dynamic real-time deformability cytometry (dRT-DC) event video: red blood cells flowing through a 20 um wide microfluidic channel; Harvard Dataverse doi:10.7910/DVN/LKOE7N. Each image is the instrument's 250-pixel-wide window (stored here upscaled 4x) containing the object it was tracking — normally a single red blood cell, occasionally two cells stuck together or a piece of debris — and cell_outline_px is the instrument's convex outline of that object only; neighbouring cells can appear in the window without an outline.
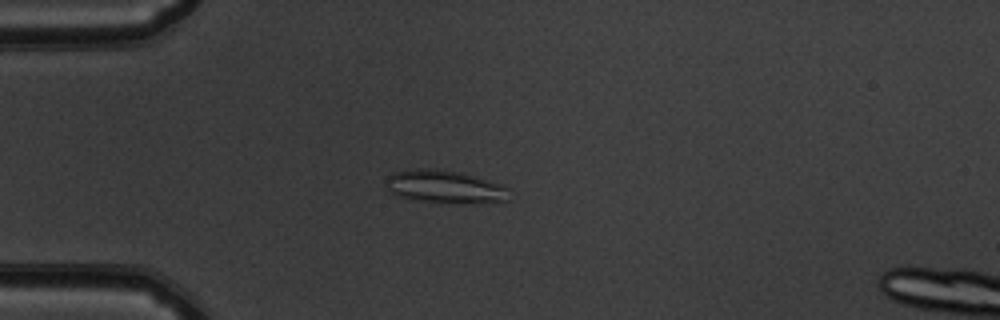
{"species": "common noctule bat (a hibernating species)", "species_latin": "Nyctalus noctula", "temperature_condition": "warm", "stored_images_in_passage": 53, "camera_frame_rate_fps": 3000, "um_per_image_px": 0.085, "animal": {"sex": "male", "body_mass_g": 19.5, "forearm_length_mm": 54.6}, "frame": {"image": 1, "passage_image": 15, "time_ms": 4.667, "image_size_px": [1000, 320], "cell_outline_px": [[508, 200], [472, 204], [452, 204], [408, 200], [388, 192], [384, 180], [392, 172], [416, 168], [440, 168], [460, 172], [476, 176], [500, 184], [508, 188]], "centroid_in_image_um": [37.74, 15.88], "position_along_channel_um": 47.3, "area_um2": 24.51}}
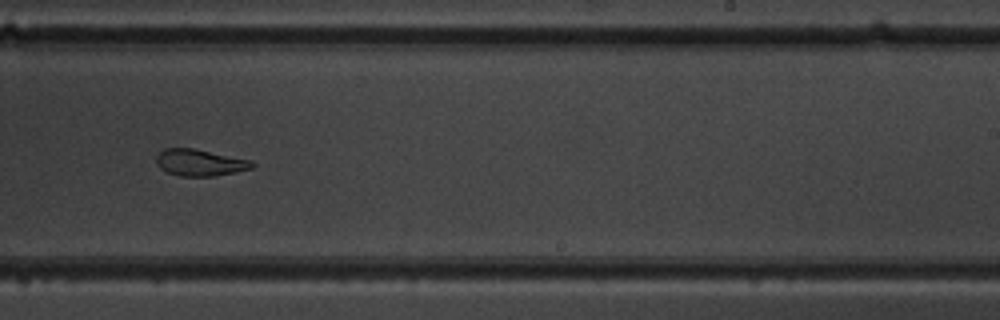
{"frame": {"image": 2, "passage_image": 34, "time_ms": 11.0, "image_size_px": [1000, 320], "cell_outline_px": [[256, 164], [252, 168], [236, 172], [216, 176], [180, 176], [168, 172], [160, 168], [156, 164], [156, 156], [164, 148], [192, 148], [252, 160]], "centroid_in_image_um": [17.0, 13.82], "position_along_channel_um": 272.0, "area_um2": 14.91}}
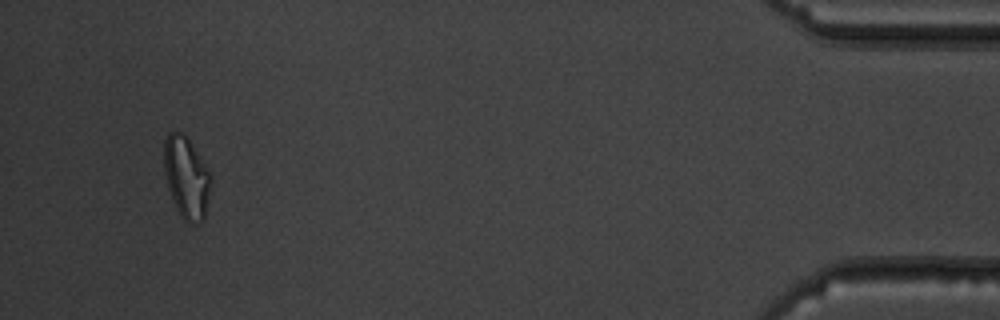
{"frame": {"image": 3, "passage_image": 51, "time_ms": 16.667, "image_size_px": [1000, 320], "cell_outline_px": [[212, 180], [204, 220], [188, 224], [180, 216], [172, 200], [168, 188], [164, 172], [164, 140], [168, 132], [184, 132], [212, 176]], "centroid_in_image_um": [15.84, 15.09], "position_along_channel_um": 419.4, "area_um2": 22.43}, "authors_computed_cell_mechanics": {"area_um2": 19.1318, "velocity_mm_per_s": 3.8407, "shape_relaxation_time_tau1_ms": null, "shape_relaxation_time_tau2_ms": 2.2797, "deformation_change_tau1": null, "deformation_change_tau2": 0.0841}}